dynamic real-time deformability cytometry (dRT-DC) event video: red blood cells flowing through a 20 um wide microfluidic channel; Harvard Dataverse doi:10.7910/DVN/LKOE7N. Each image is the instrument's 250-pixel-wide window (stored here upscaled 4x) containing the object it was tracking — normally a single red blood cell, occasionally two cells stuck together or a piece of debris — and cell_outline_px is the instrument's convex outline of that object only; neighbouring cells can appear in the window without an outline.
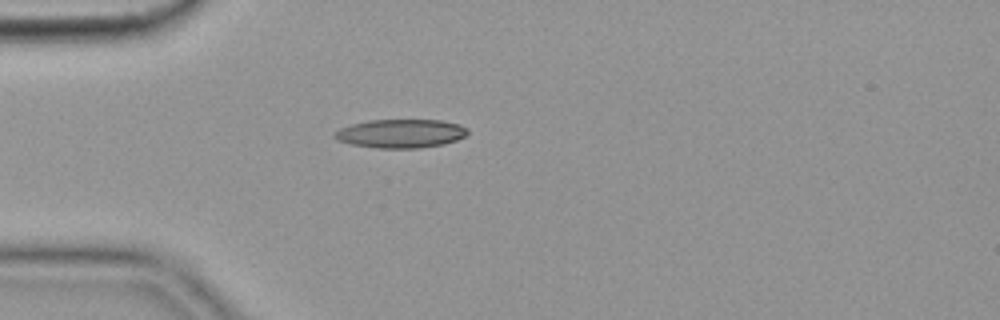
{"species": "common noctule bat (a hibernating species)", "species_latin": "Nyctalus noctula", "temperature_condition": "cold", "stored_images_in_passage": 41, "camera_frame_rate_fps": 3000, "um_per_image_px": 0.085, "animal": {"sex": "female", "body_mass_g": 19.9}, "frame": {"image": 1, "passage_image": 1, "time_ms": 0.0, "image_size_px": [1000, 320], "cell_outline_px": [[468, 132], [464, 136], [456, 140], [444, 144], [420, 148], [376, 148], [352, 144], [336, 140], [332, 136], [332, 132], [340, 128], [352, 124], [368, 120], [440, 120], [460, 124], [468, 128]], "centroid_in_image_um": [34.04, 11.35], "position_along_channel_um": 51.0, "area_um2": 22.37}}
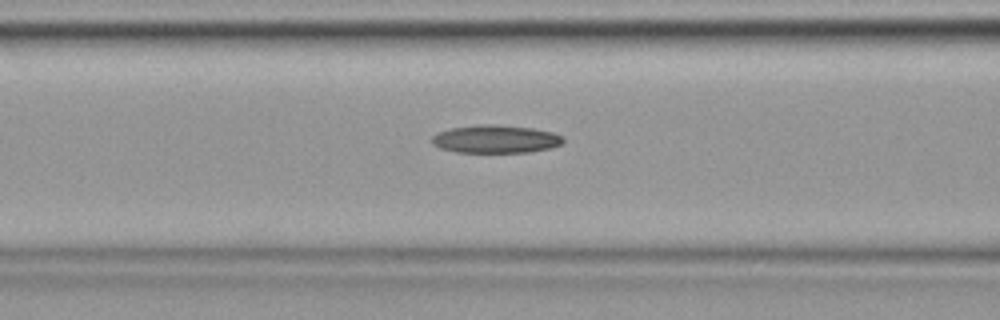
{"frame": {"image": 2, "passage_image": 8, "time_ms": 2.333, "image_size_px": [1000, 320], "cell_outline_px": [[564, 144], [552, 148], [528, 152], [456, 152], [440, 148], [432, 144], [432, 136], [440, 132], [452, 128], [480, 124], [496, 124], [532, 128], [552, 132], [564, 136]], "centroid_in_image_um": [42.18, 11.82], "position_along_channel_um": 124.4, "area_um2": 21.5}}
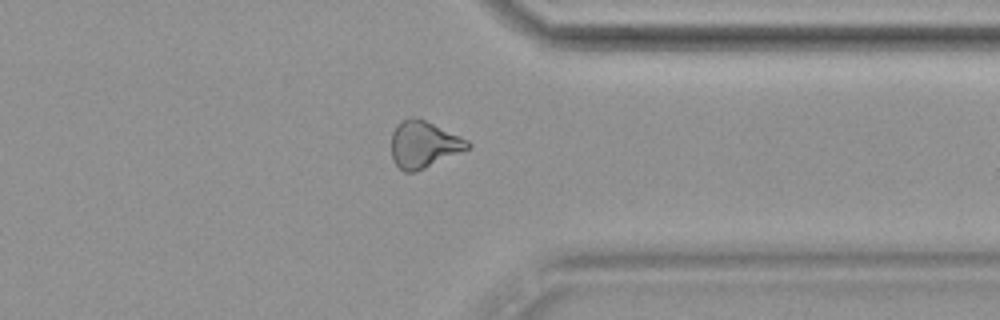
{"frame": {"image": 3, "passage_image": 29, "time_ms": 9.333, "image_size_px": [1000, 320], "cell_outline_px": [[472, 148], [416, 172], [404, 172], [392, 160], [392, 132], [396, 124], [400, 120], [408, 116], [420, 116], [468, 140], [472, 144]], "centroid_in_image_um": [36.03, 12.24], "position_along_channel_um": 375.4, "area_um2": 21.44}}